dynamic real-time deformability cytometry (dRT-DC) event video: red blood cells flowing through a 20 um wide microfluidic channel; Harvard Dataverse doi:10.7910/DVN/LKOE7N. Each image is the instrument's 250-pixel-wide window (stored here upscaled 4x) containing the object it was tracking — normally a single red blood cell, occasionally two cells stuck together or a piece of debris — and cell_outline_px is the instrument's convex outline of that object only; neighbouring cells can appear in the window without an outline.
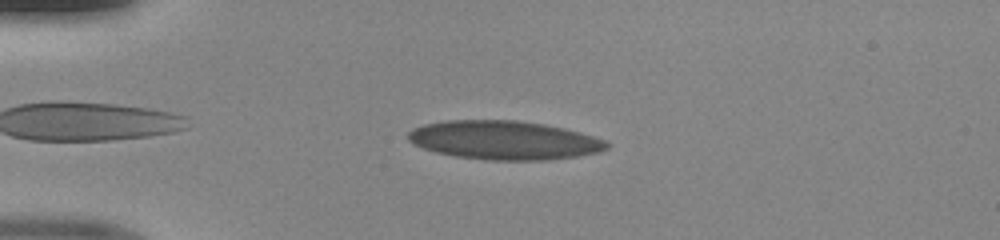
{"species": "human", "species_latin": "Homo sapiens", "temperature_condition": "room temperature", "stored_images_in_passage": 42, "camera_frame_rate_fps": 3000, "um_per_image_px": 0.085, "donor": {"sex": "male"}, "frame": {"image": 1, "passage_image": 5, "time_ms": 1.333, "image_size_px": [1000, 240], "cell_outline_px": [[612, 144], [608, 148], [600, 152], [576, 156], [548, 160], [492, 160], [456, 156], [436, 152], [412, 144], [408, 140], [408, 132], [412, 128], [424, 124], [444, 120], [516, 120], [544, 124], [564, 128], [580, 132], [604, 140]], "centroid_in_image_um": [42.85, 11.91], "position_along_channel_um": 42.2, "area_um2": 44.97}}
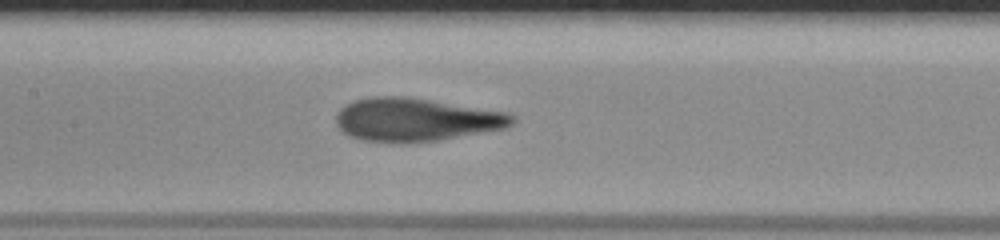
{"frame": {"image": 2, "passage_image": 17, "time_ms": 5.333, "image_size_px": [1000, 240], "cell_outline_px": [[516, 120], [508, 128], [440, 140], [408, 144], [400, 144], [364, 140], [348, 136], [336, 124], [336, 112], [344, 104], [352, 100], [368, 96], [408, 96], [508, 112], [516, 116]], "centroid_in_image_um": [35.35, 10.17], "position_along_channel_um": 172.1, "area_um2": 45.37}}
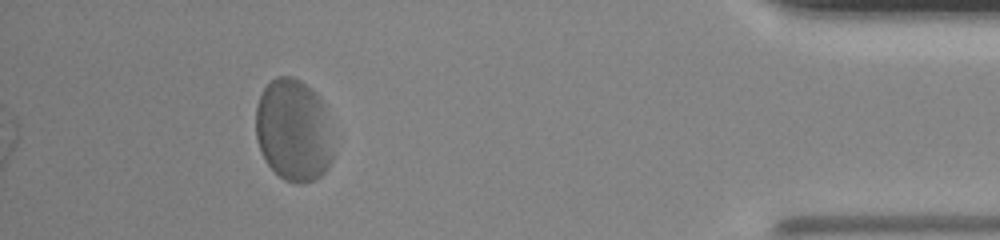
{"frame": {"image": 3, "passage_image": 38, "time_ms": 12.333, "image_size_px": [1000, 240], "cell_outline_px": [[332, 160], [328, 168], [320, 176], [304, 184], [296, 184], [284, 180], [264, 160], [256, 136], [256, 104], [264, 88], [276, 76], [292, 76], [300, 80], [312, 88], [316, 92], [324, 104], [332, 156]], "centroid_in_image_um": [24.92, 11.07], "position_along_channel_um": 410.3, "area_um2": 46.01}}